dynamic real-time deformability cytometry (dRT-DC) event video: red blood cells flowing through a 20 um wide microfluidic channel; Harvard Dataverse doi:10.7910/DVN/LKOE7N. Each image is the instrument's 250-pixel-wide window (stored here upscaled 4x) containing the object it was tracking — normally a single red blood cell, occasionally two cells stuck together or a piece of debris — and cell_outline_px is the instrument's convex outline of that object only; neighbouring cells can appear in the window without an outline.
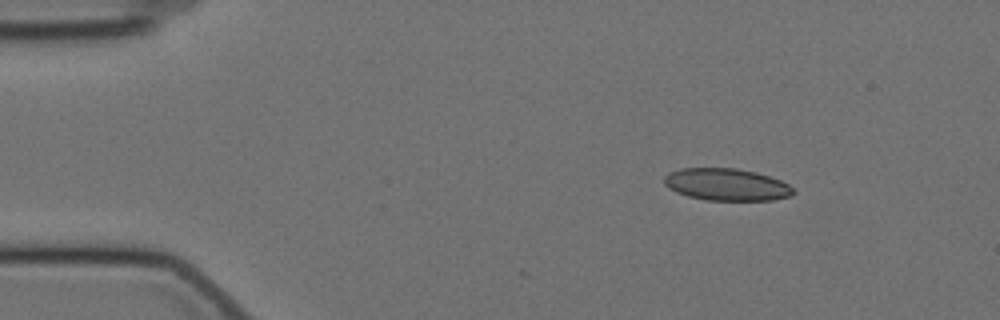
{"species": "Egyptian fruit bat (a non-hibernating species)", "species_latin": "Rousettus aegyptiacus", "temperature_condition": "cold", "stored_images_in_passage": 31, "camera_frame_rate_fps": 3000, "um_per_image_px": 0.085, "animal": {"sex": "female"}, "frame": {"image": 1, "passage_image": 1, "time_ms": 0.0, "image_size_px": [1000, 320], "cell_outline_px": [[796, 192], [792, 196], [772, 200], [708, 200], [688, 196], [676, 192], [668, 188], [664, 184], [664, 176], [668, 172], [680, 168], [736, 168], [756, 172], [780, 180], [788, 184]], "centroid_in_image_um": [61.74, 15.68], "position_along_channel_um": 23.3, "area_um2": 24.28}}
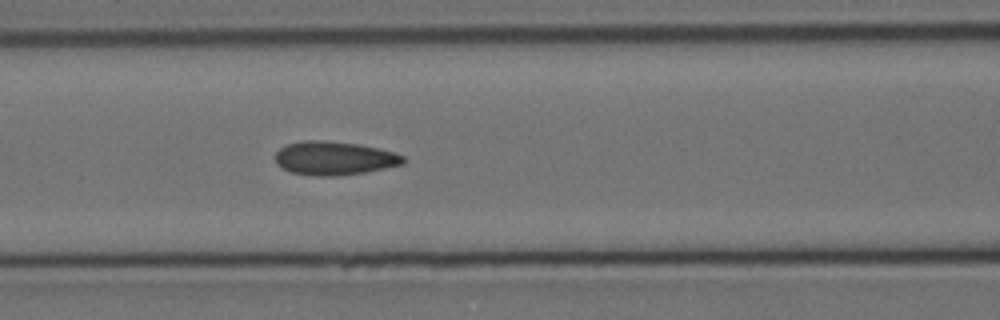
{"frame": {"image": 2, "passage_image": 17, "time_ms": 5.333, "image_size_px": [1000, 320], "cell_outline_px": [[408, 160], [404, 164], [368, 172], [340, 176], [316, 176], [292, 172], [276, 164], [276, 152], [280, 148], [288, 144], [304, 140], [324, 140], [360, 144], [396, 152], [404, 156]], "centroid_in_image_um": [28.48, 13.45], "position_along_channel_um": 138.1, "area_um2": 25.37}}
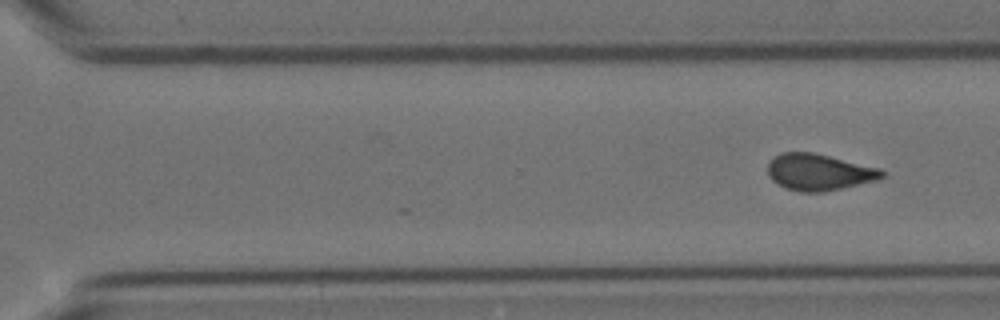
{"frame": {"image": 3, "passage_image": 31, "time_ms": 10.0, "image_size_px": [1000, 320], "cell_outline_px": [[884, 176], [876, 180], [824, 192], [800, 192], [784, 188], [772, 180], [768, 176], [768, 160], [780, 152], [812, 152], [880, 168], [884, 172]], "centroid_in_image_um": [69.56, 14.63], "position_along_channel_um": 301.0, "area_um2": 24.33}}